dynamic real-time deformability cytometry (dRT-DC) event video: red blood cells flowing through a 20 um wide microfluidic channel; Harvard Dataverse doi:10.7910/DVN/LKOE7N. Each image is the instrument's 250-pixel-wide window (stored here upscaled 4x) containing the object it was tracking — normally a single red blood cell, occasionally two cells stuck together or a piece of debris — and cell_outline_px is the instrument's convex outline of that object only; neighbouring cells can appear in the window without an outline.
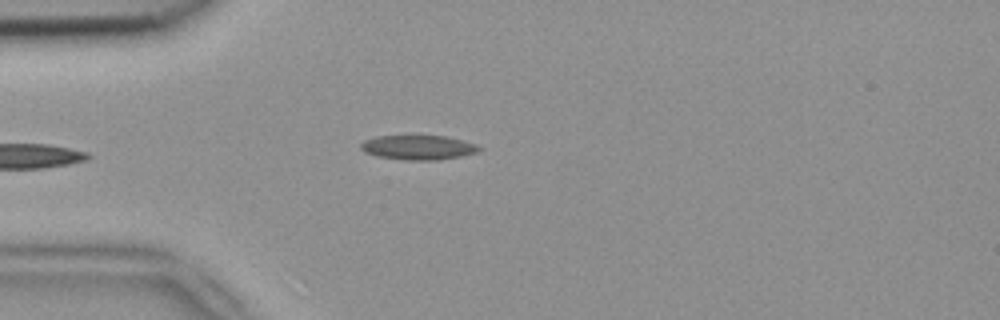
{"species": "common noctule bat (a hibernating species)", "species_latin": "Nyctalus noctula", "temperature_condition": "room temperature", "stored_images_in_passage": 3, "camera_frame_rate_fps": 3000, "um_per_image_px": 0.085, "animal": {"sex": "female", "body_mass_g": 18.4}, "frame": {"image": 1, "passage_image": 3, "time_ms": 0.667, "image_size_px": [1000, 320], "cell_outline_px": [[480, 148], [476, 152], [460, 156], [440, 160], [408, 160], [376, 156], [364, 152], [360, 148], [360, 144], [364, 140], [376, 136], [444, 136], [476, 144]], "centroid_in_image_um": [35.49, 12.54], "position_along_channel_um": 49.5, "area_um2": 16.7}}